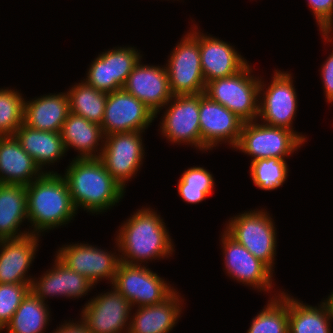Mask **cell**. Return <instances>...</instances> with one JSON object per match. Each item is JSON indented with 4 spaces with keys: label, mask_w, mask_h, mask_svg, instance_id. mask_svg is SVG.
Masks as SVG:
<instances>
[{
    "label": "cell",
    "mask_w": 333,
    "mask_h": 333,
    "mask_svg": "<svg viewBox=\"0 0 333 333\" xmlns=\"http://www.w3.org/2000/svg\"><path fill=\"white\" fill-rule=\"evenodd\" d=\"M155 114L123 88L108 93L101 128L104 136L130 131H145Z\"/></svg>",
    "instance_id": "16"
},
{
    "label": "cell",
    "mask_w": 333,
    "mask_h": 333,
    "mask_svg": "<svg viewBox=\"0 0 333 333\" xmlns=\"http://www.w3.org/2000/svg\"><path fill=\"white\" fill-rule=\"evenodd\" d=\"M189 31L183 34L167 56L164 66L174 95L204 93L206 82L200 61L199 25L193 20Z\"/></svg>",
    "instance_id": "7"
},
{
    "label": "cell",
    "mask_w": 333,
    "mask_h": 333,
    "mask_svg": "<svg viewBox=\"0 0 333 333\" xmlns=\"http://www.w3.org/2000/svg\"><path fill=\"white\" fill-rule=\"evenodd\" d=\"M135 46H115L98 53L105 61H109L110 81H115L123 88L127 77L135 65L143 58V54Z\"/></svg>",
    "instance_id": "34"
},
{
    "label": "cell",
    "mask_w": 333,
    "mask_h": 333,
    "mask_svg": "<svg viewBox=\"0 0 333 333\" xmlns=\"http://www.w3.org/2000/svg\"><path fill=\"white\" fill-rule=\"evenodd\" d=\"M321 39L331 47H333V30H320ZM332 51V52H331ZM330 51L329 56H327L326 60L322 63L319 71L320 78L323 84V93L326 98V103L333 104V48Z\"/></svg>",
    "instance_id": "37"
},
{
    "label": "cell",
    "mask_w": 333,
    "mask_h": 333,
    "mask_svg": "<svg viewBox=\"0 0 333 333\" xmlns=\"http://www.w3.org/2000/svg\"><path fill=\"white\" fill-rule=\"evenodd\" d=\"M326 297L323 298L324 300L322 299V301L326 304L329 312L331 313V315L333 317V290Z\"/></svg>",
    "instance_id": "40"
},
{
    "label": "cell",
    "mask_w": 333,
    "mask_h": 333,
    "mask_svg": "<svg viewBox=\"0 0 333 333\" xmlns=\"http://www.w3.org/2000/svg\"><path fill=\"white\" fill-rule=\"evenodd\" d=\"M215 178L205 166H191L184 170L178 180L179 197L187 204H199L215 189Z\"/></svg>",
    "instance_id": "31"
},
{
    "label": "cell",
    "mask_w": 333,
    "mask_h": 333,
    "mask_svg": "<svg viewBox=\"0 0 333 333\" xmlns=\"http://www.w3.org/2000/svg\"><path fill=\"white\" fill-rule=\"evenodd\" d=\"M69 318V320L61 321L59 326L56 325V329L52 330L49 333H89V330L86 326L80 321V319ZM78 320V321H77Z\"/></svg>",
    "instance_id": "39"
},
{
    "label": "cell",
    "mask_w": 333,
    "mask_h": 333,
    "mask_svg": "<svg viewBox=\"0 0 333 333\" xmlns=\"http://www.w3.org/2000/svg\"><path fill=\"white\" fill-rule=\"evenodd\" d=\"M254 69L249 62L233 76L207 82L204 95L235 113L244 123L257 120L260 75Z\"/></svg>",
    "instance_id": "6"
},
{
    "label": "cell",
    "mask_w": 333,
    "mask_h": 333,
    "mask_svg": "<svg viewBox=\"0 0 333 333\" xmlns=\"http://www.w3.org/2000/svg\"><path fill=\"white\" fill-rule=\"evenodd\" d=\"M246 333H288V292L268 298L266 305L250 321Z\"/></svg>",
    "instance_id": "30"
},
{
    "label": "cell",
    "mask_w": 333,
    "mask_h": 333,
    "mask_svg": "<svg viewBox=\"0 0 333 333\" xmlns=\"http://www.w3.org/2000/svg\"><path fill=\"white\" fill-rule=\"evenodd\" d=\"M150 207L136 209L115 231L120 262L148 266L175 255V243L161 213Z\"/></svg>",
    "instance_id": "1"
},
{
    "label": "cell",
    "mask_w": 333,
    "mask_h": 333,
    "mask_svg": "<svg viewBox=\"0 0 333 333\" xmlns=\"http://www.w3.org/2000/svg\"><path fill=\"white\" fill-rule=\"evenodd\" d=\"M70 86L66 91L70 101V112L101 125L108 93L87 85L83 80Z\"/></svg>",
    "instance_id": "29"
},
{
    "label": "cell",
    "mask_w": 333,
    "mask_h": 333,
    "mask_svg": "<svg viewBox=\"0 0 333 333\" xmlns=\"http://www.w3.org/2000/svg\"><path fill=\"white\" fill-rule=\"evenodd\" d=\"M25 223L28 227L26 186L0 183V240L30 235Z\"/></svg>",
    "instance_id": "26"
},
{
    "label": "cell",
    "mask_w": 333,
    "mask_h": 333,
    "mask_svg": "<svg viewBox=\"0 0 333 333\" xmlns=\"http://www.w3.org/2000/svg\"><path fill=\"white\" fill-rule=\"evenodd\" d=\"M219 243L223 271L225 275L240 285L257 290L263 294H271L269 298L279 296L283 290L275 291V272L264 262L253 256L244 246L231 238L224 230L220 234ZM274 276V277H273ZM274 293V294H273Z\"/></svg>",
    "instance_id": "8"
},
{
    "label": "cell",
    "mask_w": 333,
    "mask_h": 333,
    "mask_svg": "<svg viewBox=\"0 0 333 333\" xmlns=\"http://www.w3.org/2000/svg\"><path fill=\"white\" fill-rule=\"evenodd\" d=\"M50 309L49 304L42 302L29 291L2 332L45 333L52 322Z\"/></svg>",
    "instance_id": "28"
},
{
    "label": "cell",
    "mask_w": 333,
    "mask_h": 333,
    "mask_svg": "<svg viewBox=\"0 0 333 333\" xmlns=\"http://www.w3.org/2000/svg\"><path fill=\"white\" fill-rule=\"evenodd\" d=\"M86 70V76L82 80L87 85L105 93L122 89L115 81H110L109 61H105L99 54Z\"/></svg>",
    "instance_id": "36"
},
{
    "label": "cell",
    "mask_w": 333,
    "mask_h": 333,
    "mask_svg": "<svg viewBox=\"0 0 333 333\" xmlns=\"http://www.w3.org/2000/svg\"><path fill=\"white\" fill-rule=\"evenodd\" d=\"M181 295L176 289L162 303L132 308L128 333H170L183 316L186 299Z\"/></svg>",
    "instance_id": "21"
},
{
    "label": "cell",
    "mask_w": 333,
    "mask_h": 333,
    "mask_svg": "<svg viewBox=\"0 0 333 333\" xmlns=\"http://www.w3.org/2000/svg\"><path fill=\"white\" fill-rule=\"evenodd\" d=\"M14 136L22 149L32 157L43 173H58L55 171L54 165L57 166L58 162L61 163L60 160L68 154L61 132L40 131L23 123L16 130ZM50 166L54 167V170Z\"/></svg>",
    "instance_id": "22"
},
{
    "label": "cell",
    "mask_w": 333,
    "mask_h": 333,
    "mask_svg": "<svg viewBox=\"0 0 333 333\" xmlns=\"http://www.w3.org/2000/svg\"><path fill=\"white\" fill-rule=\"evenodd\" d=\"M200 61L205 82L237 74L248 63L235 45L204 33L199 27Z\"/></svg>",
    "instance_id": "19"
},
{
    "label": "cell",
    "mask_w": 333,
    "mask_h": 333,
    "mask_svg": "<svg viewBox=\"0 0 333 333\" xmlns=\"http://www.w3.org/2000/svg\"><path fill=\"white\" fill-rule=\"evenodd\" d=\"M145 131L108 134L100 160L111 176L127 190V184L135 179L145 162ZM142 166V167H141ZM135 177V178H134Z\"/></svg>",
    "instance_id": "12"
},
{
    "label": "cell",
    "mask_w": 333,
    "mask_h": 333,
    "mask_svg": "<svg viewBox=\"0 0 333 333\" xmlns=\"http://www.w3.org/2000/svg\"><path fill=\"white\" fill-rule=\"evenodd\" d=\"M112 286L126 297L133 308L162 303L177 289L147 265L123 262L119 263Z\"/></svg>",
    "instance_id": "13"
},
{
    "label": "cell",
    "mask_w": 333,
    "mask_h": 333,
    "mask_svg": "<svg viewBox=\"0 0 333 333\" xmlns=\"http://www.w3.org/2000/svg\"><path fill=\"white\" fill-rule=\"evenodd\" d=\"M114 243V250L108 251L88 242H70L59 246L54 256L67 268L86 277L95 286L106 280L111 286L120 263L116 239Z\"/></svg>",
    "instance_id": "10"
},
{
    "label": "cell",
    "mask_w": 333,
    "mask_h": 333,
    "mask_svg": "<svg viewBox=\"0 0 333 333\" xmlns=\"http://www.w3.org/2000/svg\"><path fill=\"white\" fill-rule=\"evenodd\" d=\"M40 235L0 240V284L31 283L29 273L39 251Z\"/></svg>",
    "instance_id": "20"
},
{
    "label": "cell",
    "mask_w": 333,
    "mask_h": 333,
    "mask_svg": "<svg viewBox=\"0 0 333 333\" xmlns=\"http://www.w3.org/2000/svg\"><path fill=\"white\" fill-rule=\"evenodd\" d=\"M287 159L264 158L250 163L249 173L260 190L273 191L283 186L289 176Z\"/></svg>",
    "instance_id": "32"
},
{
    "label": "cell",
    "mask_w": 333,
    "mask_h": 333,
    "mask_svg": "<svg viewBox=\"0 0 333 333\" xmlns=\"http://www.w3.org/2000/svg\"><path fill=\"white\" fill-rule=\"evenodd\" d=\"M199 113L202 153L220 147L219 144L232 149L237 145L244 122L235 113L204 93H200Z\"/></svg>",
    "instance_id": "15"
},
{
    "label": "cell",
    "mask_w": 333,
    "mask_h": 333,
    "mask_svg": "<svg viewBox=\"0 0 333 333\" xmlns=\"http://www.w3.org/2000/svg\"><path fill=\"white\" fill-rule=\"evenodd\" d=\"M142 60L127 77L123 89L143 102L158 118L160 110L173 97L169 78L164 65L144 64Z\"/></svg>",
    "instance_id": "17"
},
{
    "label": "cell",
    "mask_w": 333,
    "mask_h": 333,
    "mask_svg": "<svg viewBox=\"0 0 333 333\" xmlns=\"http://www.w3.org/2000/svg\"><path fill=\"white\" fill-rule=\"evenodd\" d=\"M199 106L200 94L174 95L160 110L161 137L172 145H190L201 152Z\"/></svg>",
    "instance_id": "11"
},
{
    "label": "cell",
    "mask_w": 333,
    "mask_h": 333,
    "mask_svg": "<svg viewBox=\"0 0 333 333\" xmlns=\"http://www.w3.org/2000/svg\"><path fill=\"white\" fill-rule=\"evenodd\" d=\"M30 284H0V333L9 324L22 300L29 293Z\"/></svg>",
    "instance_id": "35"
},
{
    "label": "cell",
    "mask_w": 333,
    "mask_h": 333,
    "mask_svg": "<svg viewBox=\"0 0 333 333\" xmlns=\"http://www.w3.org/2000/svg\"><path fill=\"white\" fill-rule=\"evenodd\" d=\"M332 322L322 300L312 306L288 293V333H333Z\"/></svg>",
    "instance_id": "27"
},
{
    "label": "cell",
    "mask_w": 333,
    "mask_h": 333,
    "mask_svg": "<svg viewBox=\"0 0 333 333\" xmlns=\"http://www.w3.org/2000/svg\"><path fill=\"white\" fill-rule=\"evenodd\" d=\"M53 257L51 267L40 277L34 276L30 284V291L42 302L48 303L53 297L76 300L85 297L96 288L86 277L67 268L55 256Z\"/></svg>",
    "instance_id": "18"
},
{
    "label": "cell",
    "mask_w": 333,
    "mask_h": 333,
    "mask_svg": "<svg viewBox=\"0 0 333 333\" xmlns=\"http://www.w3.org/2000/svg\"><path fill=\"white\" fill-rule=\"evenodd\" d=\"M42 174L15 136H0V183L26 186Z\"/></svg>",
    "instance_id": "25"
},
{
    "label": "cell",
    "mask_w": 333,
    "mask_h": 333,
    "mask_svg": "<svg viewBox=\"0 0 333 333\" xmlns=\"http://www.w3.org/2000/svg\"><path fill=\"white\" fill-rule=\"evenodd\" d=\"M304 144L293 131L255 120L243 124L237 145L232 150L250 156L251 163L270 157L288 159Z\"/></svg>",
    "instance_id": "9"
},
{
    "label": "cell",
    "mask_w": 333,
    "mask_h": 333,
    "mask_svg": "<svg viewBox=\"0 0 333 333\" xmlns=\"http://www.w3.org/2000/svg\"><path fill=\"white\" fill-rule=\"evenodd\" d=\"M271 76L272 80L267 84L268 81L260 75L257 120L269 126L293 131L306 144L307 135L294 130L293 126L299 106L298 93L293 80L295 77L290 71L278 68L273 70Z\"/></svg>",
    "instance_id": "5"
},
{
    "label": "cell",
    "mask_w": 333,
    "mask_h": 333,
    "mask_svg": "<svg viewBox=\"0 0 333 333\" xmlns=\"http://www.w3.org/2000/svg\"><path fill=\"white\" fill-rule=\"evenodd\" d=\"M12 88H0V136H14L24 122L25 96Z\"/></svg>",
    "instance_id": "33"
},
{
    "label": "cell",
    "mask_w": 333,
    "mask_h": 333,
    "mask_svg": "<svg viewBox=\"0 0 333 333\" xmlns=\"http://www.w3.org/2000/svg\"><path fill=\"white\" fill-rule=\"evenodd\" d=\"M70 113L67 92L48 93L24 102V124L40 131L61 132Z\"/></svg>",
    "instance_id": "23"
},
{
    "label": "cell",
    "mask_w": 333,
    "mask_h": 333,
    "mask_svg": "<svg viewBox=\"0 0 333 333\" xmlns=\"http://www.w3.org/2000/svg\"><path fill=\"white\" fill-rule=\"evenodd\" d=\"M259 208L245 210L229 217L223 230L274 272L278 231L275 220L266 206Z\"/></svg>",
    "instance_id": "4"
},
{
    "label": "cell",
    "mask_w": 333,
    "mask_h": 333,
    "mask_svg": "<svg viewBox=\"0 0 333 333\" xmlns=\"http://www.w3.org/2000/svg\"><path fill=\"white\" fill-rule=\"evenodd\" d=\"M66 152L74 149V159H98L104 145V134L99 124L90 122L80 115L69 113L61 130Z\"/></svg>",
    "instance_id": "24"
},
{
    "label": "cell",
    "mask_w": 333,
    "mask_h": 333,
    "mask_svg": "<svg viewBox=\"0 0 333 333\" xmlns=\"http://www.w3.org/2000/svg\"><path fill=\"white\" fill-rule=\"evenodd\" d=\"M320 30H333V0H306Z\"/></svg>",
    "instance_id": "38"
},
{
    "label": "cell",
    "mask_w": 333,
    "mask_h": 333,
    "mask_svg": "<svg viewBox=\"0 0 333 333\" xmlns=\"http://www.w3.org/2000/svg\"><path fill=\"white\" fill-rule=\"evenodd\" d=\"M26 190L30 234L45 236L75 220L78 212L60 173H43L26 185Z\"/></svg>",
    "instance_id": "3"
},
{
    "label": "cell",
    "mask_w": 333,
    "mask_h": 333,
    "mask_svg": "<svg viewBox=\"0 0 333 333\" xmlns=\"http://www.w3.org/2000/svg\"><path fill=\"white\" fill-rule=\"evenodd\" d=\"M109 289L89 298L80 308L79 319L89 333L129 332L133 307L112 285Z\"/></svg>",
    "instance_id": "14"
},
{
    "label": "cell",
    "mask_w": 333,
    "mask_h": 333,
    "mask_svg": "<svg viewBox=\"0 0 333 333\" xmlns=\"http://www.w3.org/2000/svg\"><path fill=\"white\" fill-rule=\"evenodd\" d=\"M64 174L74 207L89 214H105L118 206L126 190L106 170L98 159L71 158Z\"/></svg>",
    "instance_id": "2"
}]
</instances>
